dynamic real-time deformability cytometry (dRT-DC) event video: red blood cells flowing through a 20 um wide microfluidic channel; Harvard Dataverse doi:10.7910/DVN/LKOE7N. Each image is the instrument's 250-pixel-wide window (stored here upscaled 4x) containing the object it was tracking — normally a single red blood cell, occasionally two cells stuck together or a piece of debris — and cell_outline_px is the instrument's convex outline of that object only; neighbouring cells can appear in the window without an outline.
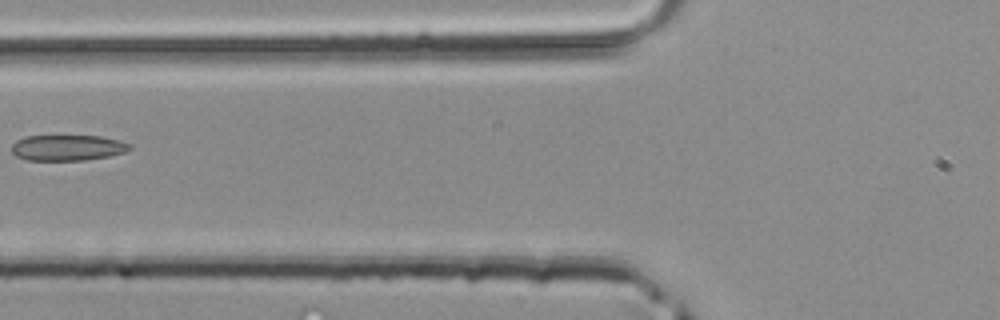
{"species": "common noctule bat (a hibernating species)", "species_latin": "Nyctalus noctula", "temperature_condition": "room temperature", "stored_images_in_passage": 6, "segment_of_instrument_passage": [2, 2], "camera_frame_rate_fps": 3000, "um_per_image_px": 0.085, "animal": {"sex": "male", "body_mass_g": 20.4}, "frame": {"image": 1, "passage_image": 6, "time_ms": 1.667, "image_size_px": [1000, 320], "cell_outline_px": [[132, 148], [124, 152], [108, 156], [84, 160], [28, 160], [16, 156], [12, 152], [12, 144], [16, 140], [24, 136], [100, 136], [120, 140], [132, 144]], "centroid_in_image_um": [5.74, 12.55], "position_along_channel_um": 120.1, "area_um2": 17.74}}